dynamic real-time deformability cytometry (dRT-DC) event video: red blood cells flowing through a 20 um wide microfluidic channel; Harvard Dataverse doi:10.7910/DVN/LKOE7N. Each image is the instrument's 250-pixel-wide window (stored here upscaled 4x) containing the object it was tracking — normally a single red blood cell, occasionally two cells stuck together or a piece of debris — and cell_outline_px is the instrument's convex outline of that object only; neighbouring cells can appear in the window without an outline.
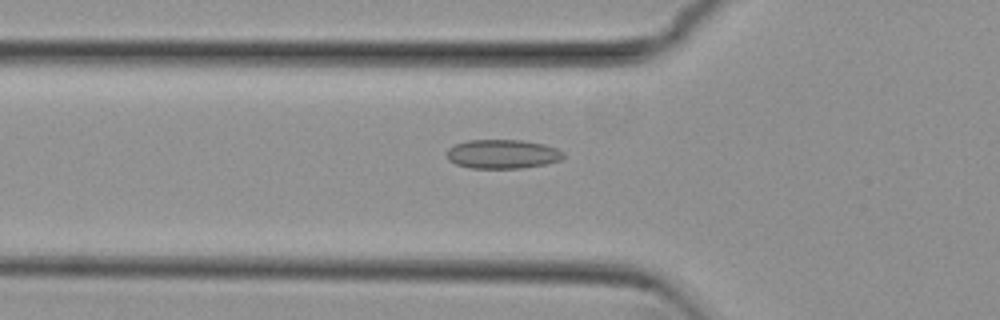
{"species": "common noctule bat (a hibernating species)", "species_latin": "Nyctalus noctula", "temperature_condition": "cold", "stored_images_in_passage": 51, "camera_frame_rate_fps": 3000, "um_per_image_px": 0.085, "animal": {"sex": "female", "body_mass_g": 29.2, "forearm_length_mm": 56.3}, "frame": {"image": 1, "passage_image": 18, "time_ms": 5.667, "image_size_px": [1000, 320], "cell_outline_px": [[564, 156], [560, 160], [544, 164], [520, 168], [468, 168], [456, 164], [448, 160], [448, 148], [456, 144], [468, 140], [520, 140], [544, 144], [556, 148], [564, 152]], "centroid_in_image_um": [42.71, 13.09], "position_along_channel_um": 83.1, "area_um2": 19.65}}
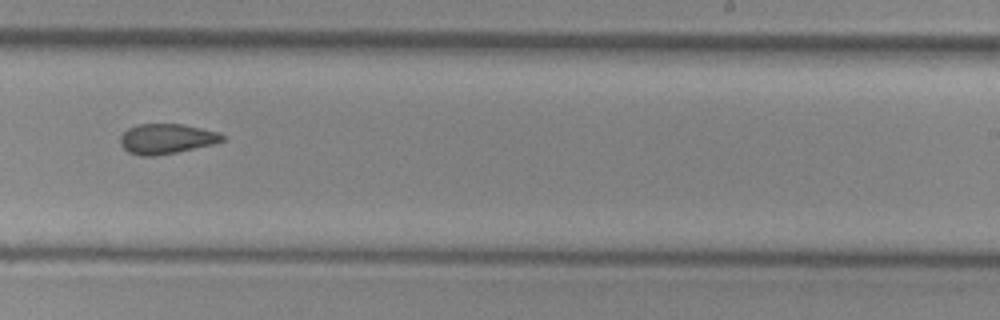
{"frame": {"image": 2, "passage_image": 33, "time_ms": 10.667, "image_size_px": [1000, 320], "cell_outline_px": [[224, 140], [212, 144], [176, 152], [156, 156], [140, 156], [128, 152], [120, 144], [120, 136], [128, 128], [136, 124], [184, 124], [220, 132], [224, 136]], "centroid_in_image_um": [14.13, 11.79], "position_along_channel_um": 274.9, "area_um2": 17.92}}
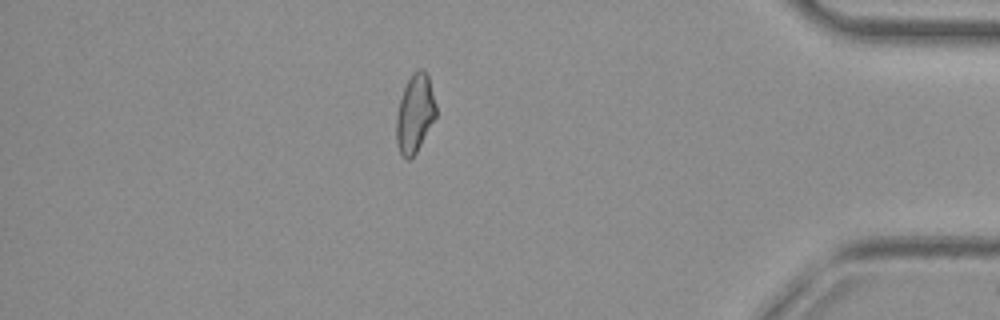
{"frame": {"image": 3, "passage_image": 46, "time_ms": 15.0, "image_size_px": [1000, 320], "cell_outline_px": [[436, 116], [416, 152], [408, 160], [400, 152], [396, 144], [396, 116], [400, 100], [404, 88], [412, 72], [416, 68], [424, 68], [428, 72], [436, 104]], "centroid_in_image_um": [35.27, 9.58], "position_along_channel_um": 399.9, "area_um2": 18.15}}